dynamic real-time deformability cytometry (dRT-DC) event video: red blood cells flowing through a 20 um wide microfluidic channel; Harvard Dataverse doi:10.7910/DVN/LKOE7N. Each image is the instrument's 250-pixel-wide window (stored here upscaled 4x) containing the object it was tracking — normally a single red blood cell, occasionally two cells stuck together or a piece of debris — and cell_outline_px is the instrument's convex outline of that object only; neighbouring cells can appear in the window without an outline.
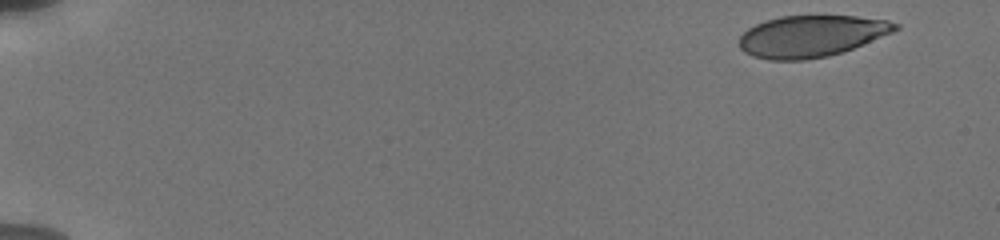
{"species": "human", "species_latin": "Homo sapiens", "temperature_condition": "cold", "stored_images_in_passage": 18, "camera_frame_rate_fps": 3000, "um_per_image_px": 0.085, "donor": {"sex": "male"}, "frame": {"image": 1, "passage_image": 1, "time_ms": 0.0, "image_size_px": [1000, 240], "cell_outline_px": [[900, 28], [892, 32], [852, 48], [828, 56], [804, 60], [768, 60], [752, 56], [744, 52], [740, 48], [740, 36], [748, 28], [764, 20], [780, 16], [856, 16], [888, 20], [900, 24]], "centroid_in_image_um": [68.94, 3.07], "position_along_channel_um": 16.1, "area_um2": 37.69}}
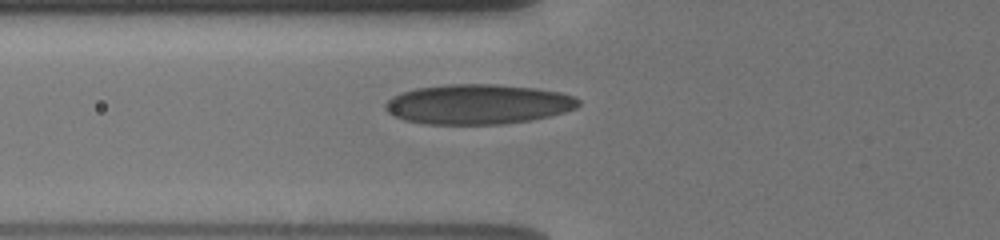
{"frame": {"image": 2, "passage_image": 15, "time_ms": 6.0, "image_size_px": [1000, 240], "cell_outline_px": [[580, 104], [576, 108], [564, 112], [532, 120], [500, 124], [424, 124], [404, 120], [392, 116], [384, 108], [384, 104], [392, 96], [416, 88], [448, 84], [496, 84], [536, 88], [560, 92], [576, 96], [580, 100]], "centroid_in_image_um": [40.63, 8.86], "position_along_channel_um": 85.2, "area_um2": 45.14}}
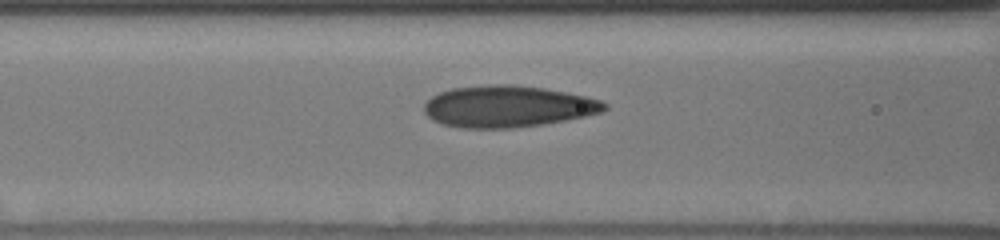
{"frame": {"image": 3, "passage_image": 17, "time_ms": 7.0, "image_size_px": [1000, 240], "cell_outline_px": [[608, 108], [604, 112], [544, 124], [512, 128], [460, 128], [444, 124], [432, 120], [424, 112], [424, 104], [432, 96], [440, 92], [452, 88], [488, 84], [512, 84], [544, 88], [584, 96], [600, 100], [608, 104]], "centroid_in_image_um": [43.15, 9.05], "position_along_channel_um": 123.4, "area_um2": 43.75}}